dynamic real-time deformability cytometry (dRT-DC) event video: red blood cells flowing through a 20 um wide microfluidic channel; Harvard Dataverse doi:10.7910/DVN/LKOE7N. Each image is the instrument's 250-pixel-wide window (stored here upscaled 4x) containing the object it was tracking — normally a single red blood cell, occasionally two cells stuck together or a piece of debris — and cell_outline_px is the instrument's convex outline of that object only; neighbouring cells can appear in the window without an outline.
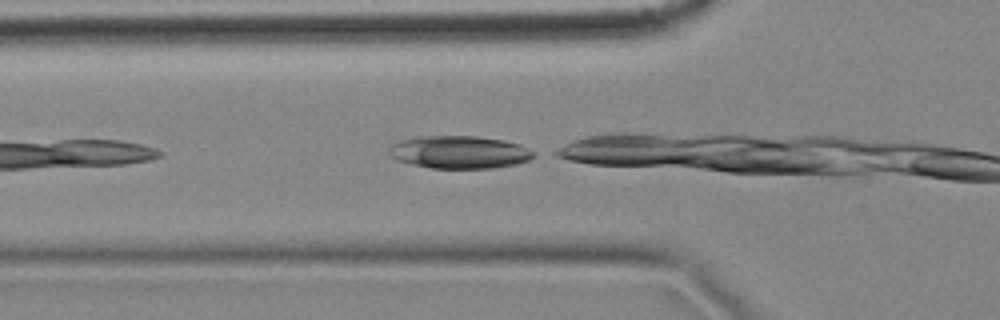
{"species": "common noctule bat (a hibernating species)", "species_latin": "Nyctalus noctula", "temperature_condition": "cold", "stored_images_in_passage": 3, "camera_frame_rate_fps": 3000, "um_per_image_px": 0.085, "animal": {"sex": "female", "body_mass_g": 18.4}, "frame": {"image": 1, "passage_image": 2, "time_ms": 0.333, "image_size_px": [1000, 320], "cell_outline_px": [[540, 156], [532, 160], [516, 164], [492, 168], [432, 168], [412, 164], [396, 160], [388, 156], [388, 148], [392, 144], [400, 140], [424, 136], [476, 136], [504, 140], [520, 144], [536, 152]], "centroid_in_image_um": [39.1, 12.93], "position_along_channel_um": 86.7, "area_um2": 27.98}}